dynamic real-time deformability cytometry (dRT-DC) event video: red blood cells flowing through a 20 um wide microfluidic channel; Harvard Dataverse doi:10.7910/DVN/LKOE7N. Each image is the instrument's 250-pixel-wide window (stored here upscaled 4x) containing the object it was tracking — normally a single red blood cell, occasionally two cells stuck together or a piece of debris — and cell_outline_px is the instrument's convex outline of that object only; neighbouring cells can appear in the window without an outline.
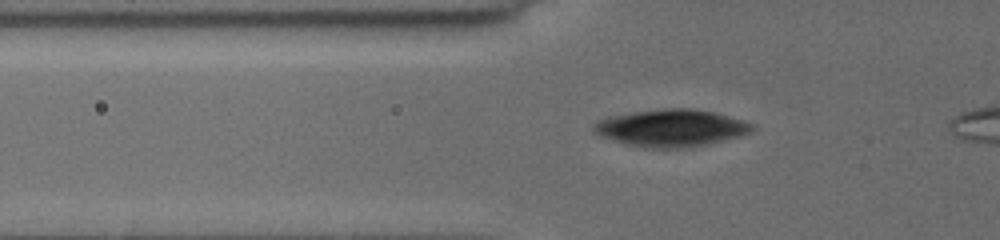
{"species": "common noctule bat (a hibernating species)", "species_latin": "Nyctalus noctula", "temperature_condition": "cold", "stored_images_in_passage": 36, "camera_frame_rate_fps": 3000, "um_per_image_px": 0.085, "animal": {"sex": "female", "body_mass_g": 19.5, "forearm_length_mm": 54.1}, "frame": {"image": 1, "passage_image": 12, "time_ms": 2.333, "image_size_px": [1000, 240], "cell_outline_px": [[752, 128], [748, 132], [736, 136], [708, 144], [692, 148], [644, 148], [628, 144], [604, 136], [596, 132], [592, 128], [600, 120], [608, 116], [664, 108], [692, 108], [712, 112], [740, 120], [748, 124]], "centroid_in_image_um": [57.0, 10.88], "position_along_channel_um": 68.8, "area_um2": 33.35}}
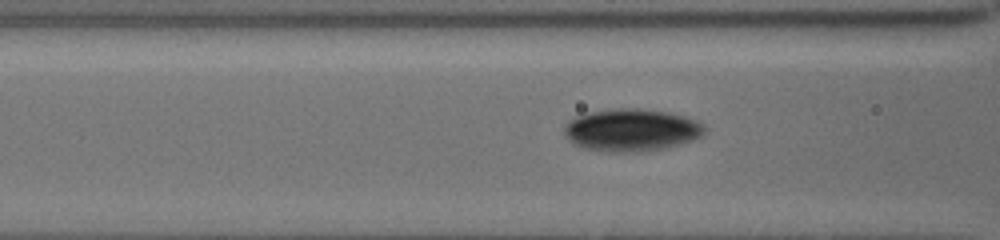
{"frame": {"image": 2, "passage_image": 21, "time_ms": 3.667, "image_size_px": [1000, 240], "cell_outline_px": [[704, 132], [700, 136], [692, 140], [668, 148], [644, 152], [600, 152], [584, 148], [576, 144], [564, 132], [564, 128], [576, 116], [584, 112], [616, 108], [636, 108], [668, 112], [696, 120], [704, 128]], "centroid_in_image_um": [53.67, 11.06], "position_along_channel_um": 112.9, "area_um2": 34.62}}